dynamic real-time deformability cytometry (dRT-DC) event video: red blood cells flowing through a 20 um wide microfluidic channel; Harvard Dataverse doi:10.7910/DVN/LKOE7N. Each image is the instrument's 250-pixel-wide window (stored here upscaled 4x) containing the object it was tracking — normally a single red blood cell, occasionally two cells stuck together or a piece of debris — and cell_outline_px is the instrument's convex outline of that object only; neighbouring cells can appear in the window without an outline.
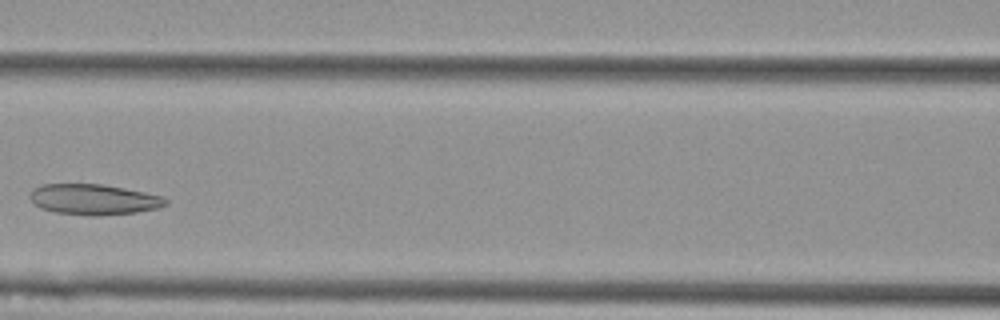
{"species": "Egyptian fruit bat (a non-hibernating species)", "species_latin": "Rousettus aegyptiacus", "temperature_condition": "cold", "stored_images_in_passage": 7, "camera_frame_rate_fps": 3000, "um_per_image_px": 0.085, "animal": {"sex": "female"}, "frame": {"image": 1, "passage_image": 4, "time_ms": 1.0, "image_size_px": [1000, 320], "cell_outline_px": [[168, 204], [160, 208], [136, 212], [96, 216], [92, 216], [56, 212], [40, 208], [28, 196], [32, 188], [44, 184], [100, 184], [124, 188], [144, 192], [160, 196], [168, 200]], "centroid_in_image_um": [7.96, 16.95], "position_along_channel_um": 158.6, "area_um2": 24.16}}
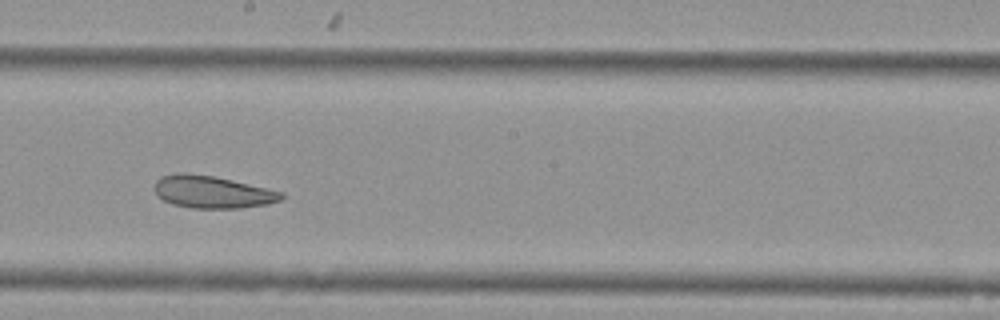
{"frame": {"image": 2, "passage_image": 6, "time_ms": 1.667, "image_size_px": [1000, 320], "cell_outline_px": [[284, 196], [280, 200], [268, 204], [240, 208], [192, 208], [172, 204], [156, 196], [152, 188], [156, 180], [160, 176], [176, 172], [180, 172], [212, 176], [232, 180], [284, 192]], "centroid_in_image_um": [17.99, 16.31], "position_along_channel_um": 230.2, "area_um2": 24.1}}
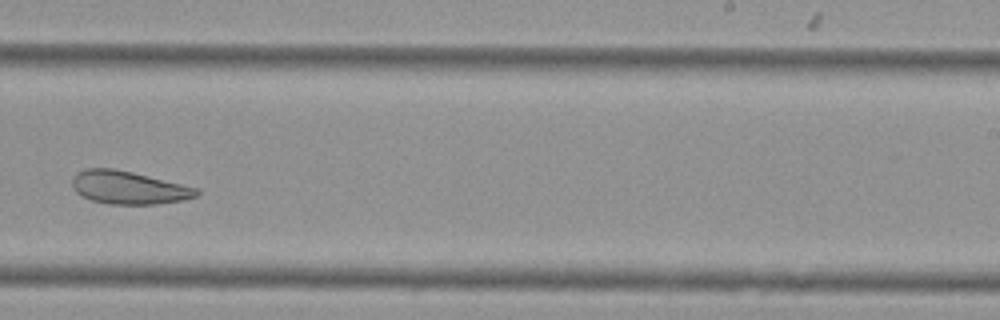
{"frame": {"image": 3, "passage_image": 7, "time_ms": 2.0, "image_size_px": [1000, 320], "cell_outline_px": [[200, 192], [196, 196], [180, 200], [156, 204], [108, 204], [92, 200], [76, 192], [72, 188], [72, 180], [84, 168], [112, 168], [132, 172], [200, 188]], "centroid_in_image_um": [10.95, 15.94], "position_along_channel_um": 278.1, "area_um2": 23.7}}